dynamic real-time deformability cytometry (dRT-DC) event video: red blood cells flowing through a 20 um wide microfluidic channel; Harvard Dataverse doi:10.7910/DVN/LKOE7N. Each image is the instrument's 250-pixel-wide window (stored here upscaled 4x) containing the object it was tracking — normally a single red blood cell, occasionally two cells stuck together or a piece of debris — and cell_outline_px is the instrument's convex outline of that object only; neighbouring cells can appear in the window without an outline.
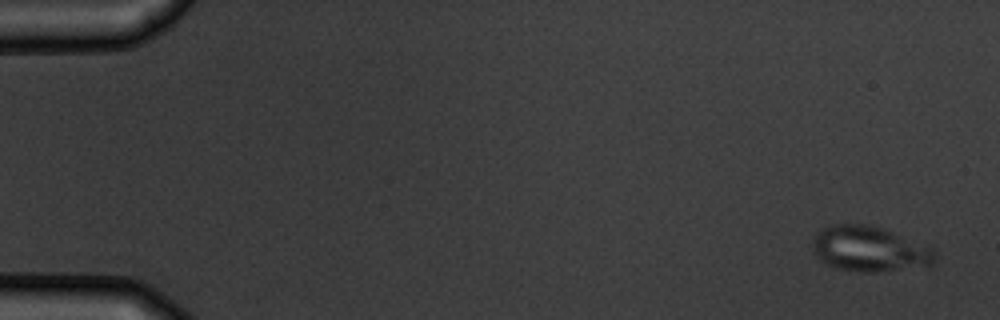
{"species": "common noctule bat (a hibernating species)", "species_latin": "Nyctalus noctula", "temperature_condition": "warm", "stored_images_in_passage": 5, "camera_frame_rate_fps": 3000, "um_per_image_px": 0.085, "animal": {"sex": "male", "body_mass_g": 19.5, "forearm_length_mm": 54.6}, "frame": {"image": 1, "passage_image": 1, "time_ms": 0.0, "image_size_px": [1000, 320], "cell_outline_px": [[936, 256], [932, 264], [928, 268], [880, 272], [856, 272], [836, 268], [820, 260], [812, 252], [812, 236], [816, 232], [832, 224], [868, 224], [892, 232], [932, 248]], "centroid_in_image_um": [73.89, 21.19], "position_along_channel_um": 11.1, "area_um2": 32.77}}